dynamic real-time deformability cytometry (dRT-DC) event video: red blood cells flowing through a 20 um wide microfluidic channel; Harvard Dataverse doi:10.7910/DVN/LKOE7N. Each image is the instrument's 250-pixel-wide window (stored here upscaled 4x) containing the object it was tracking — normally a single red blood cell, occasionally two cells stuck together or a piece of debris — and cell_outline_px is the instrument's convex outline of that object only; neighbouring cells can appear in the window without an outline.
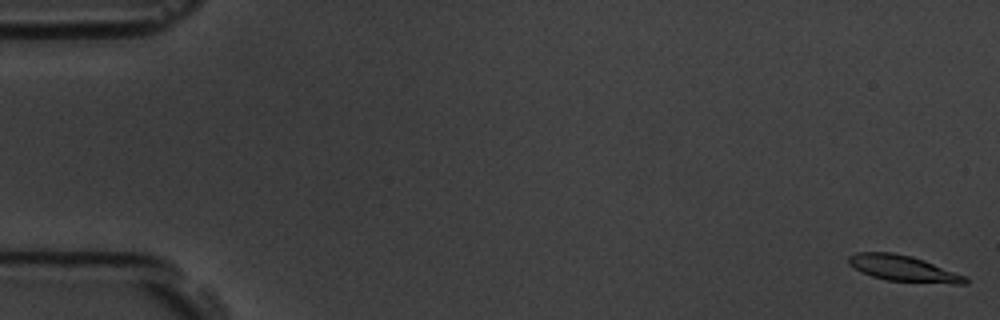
{"species": "common noctule bat (a hibernating species)", "species_latin": "Nyctalus noctula", "temperature_condition": "room temperature", "stored_images_in_passage": 57, "camera_frame_rate_fps": 3000, "um_per_image_px": 0.085, "animal": {"sex": "male", "body_mass_g": 19.5, "forearm_length_mm": 54.6}, "frame": {"image": 1, "passage_image": 1, "time_ms": 0.0, "image_size_px": [1000, 320], "cell_outline_px": [[968, 284], [952, 284], [888, 280], [872, 276], [860, 272], [848, 264], [848, 256], [856, 252], [892, 252], [912, 256], [924, 260], [964, 276], [968, 280]], "centroid_in_image_um": [76.73, 22.81], "position_along_channel_um": 8.3, "area_um2": 17.57}}
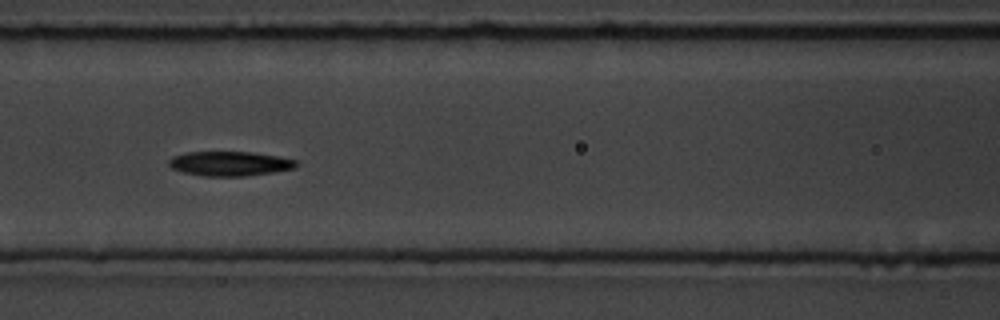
{"frame": {"image": 2, "passage_image": 25, "time_ms": 8.0, "image_size_px": [1000, 320], "cell_outline_px": [[300, 164], [296, 168], [272, 172], [244, 176], [204, 176], [184, 172], [172, 168], [168, 164], [168, 160], [172, 156], [188, 152], [252, 152], [276, 156], [296, 160]], "centroid_in_image_um": [19.54, 13.9], "position_along_channel_um": 147.1, "area_um2": 18.15}}
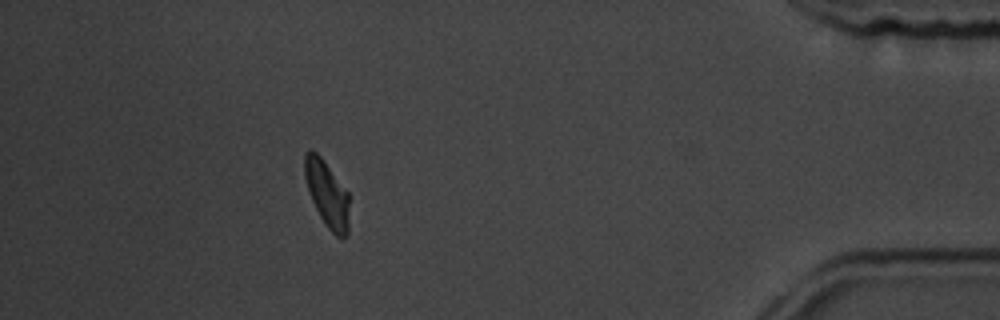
{"frame": {"image": 3, "passage_image": 51, "time_ms": 16.667, "image_size_px": [1000, 320], "cell_outline_px": [[348, 232], [344, 236], [336, 236], [324, 224], [312, 200], [304, 176], [304, 156], [308, 148], [312, 148], [320, 156], [348, 192]], "centroid_in_image_um": [27.77, 16.44], "position_along_channel_um": 407.4, "area_um2": 16.94}, "authors_computed_cell_mechanics": {"area_um2": 18.0336, "velocity_mm_per_s": 3.6057, "shape_relaxation_time_tau1_ms": 5.1706, "shape_relaxation_time_tau2_ms": 9.4507, "deformation_change_tau1": 0.1526, "deformation_change_tau2": 0.1459}}